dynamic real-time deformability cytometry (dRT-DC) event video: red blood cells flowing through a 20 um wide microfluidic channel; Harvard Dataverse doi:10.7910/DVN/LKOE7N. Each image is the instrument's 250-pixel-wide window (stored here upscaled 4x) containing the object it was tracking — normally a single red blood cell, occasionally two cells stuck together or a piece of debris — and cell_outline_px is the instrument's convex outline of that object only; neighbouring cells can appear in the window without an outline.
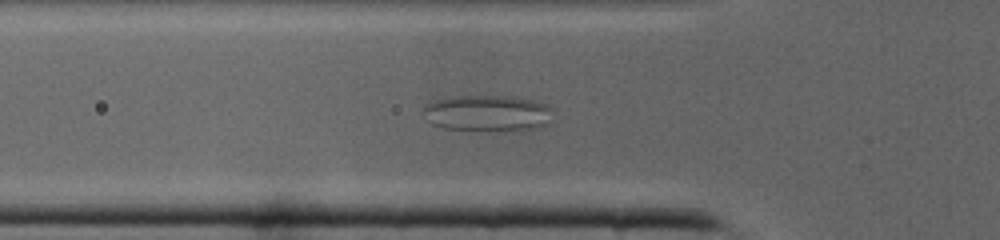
{"species": "common noctule bat (a hibernating species)", "species_latin": "Nyctalus noctula", "temperature_condition": "cold", "stored_images_in_passage": 43, "camera_frame_rate_fps": 3000, "um_per_image_px": 0.085, "animal": {"sex": "male", "body_mass_g": 19.0, "forearm_length_mm": 50.8}, "frame": {"image": 1, "passage_image": 13, "time_ms": 4.0, "image_size_px": [1000, 240], "cell_outline_px": [[548, 108], [540, 124], [532, 128], [512, 132], [444, 128], [432, 124], [424, 108], [424, 104], [436, 100], [460, 96], [512, 96], [532, 100], [544, 104]], "centroid_in_image_um": [41.32, 9.62], "position_along_channel_um": 84.5, "area_um2": 26.3}}
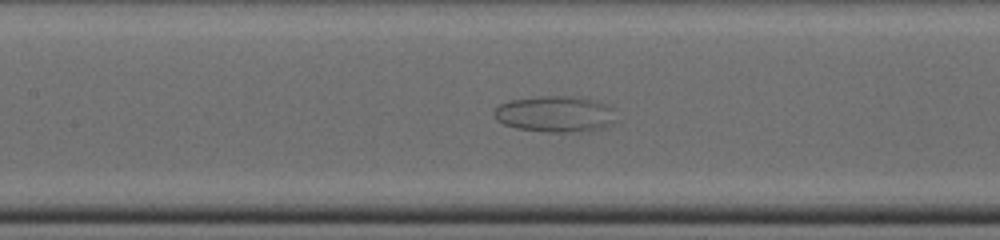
{"frame": {"image": 2, "passage_image": 18, "time_ms": 5.667, "image_size_px": [1000, 240], "cell_outline_px": [[612, 124], [604, 128], [592, 132], [544, 132], [516, 128], [504, 124], [496, 120], [492, 112], [500, 104], [508, 100], [540, 96], [568, 96], [588, 100], [604, 104], [608, 108], [612, 120]], "centroid_in_image_um": [47.08, 9.72], "position_along_channel_um": 160.3, "area_um2": 25.43}}
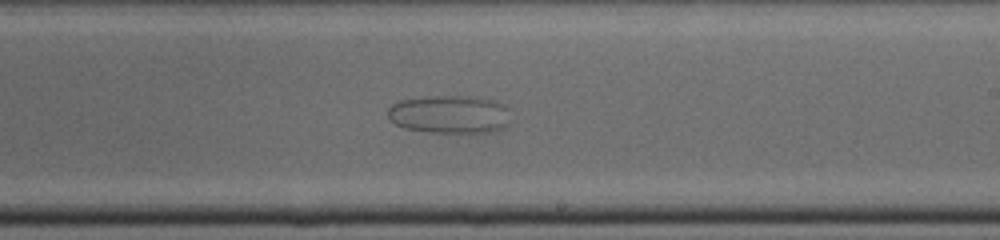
{"frame": {"image": 3, "passage_image": 24, "time_ms": 7.667, "image_size_px": [1000, 240], "cell_outline_px": [[504, 124], [500, 128], [492, 132], [432, 132], [404, 128], [396, 124], [388, 116], [388, 108], [392, 104], [400, 100], [428, 96], [472, 96], [492, 100], [500, 104], [504, 108]], "centroid_in_image_um": [38.09, 9.71], "position_along_channel_um": 250.9, "area_um2": 26.47}}